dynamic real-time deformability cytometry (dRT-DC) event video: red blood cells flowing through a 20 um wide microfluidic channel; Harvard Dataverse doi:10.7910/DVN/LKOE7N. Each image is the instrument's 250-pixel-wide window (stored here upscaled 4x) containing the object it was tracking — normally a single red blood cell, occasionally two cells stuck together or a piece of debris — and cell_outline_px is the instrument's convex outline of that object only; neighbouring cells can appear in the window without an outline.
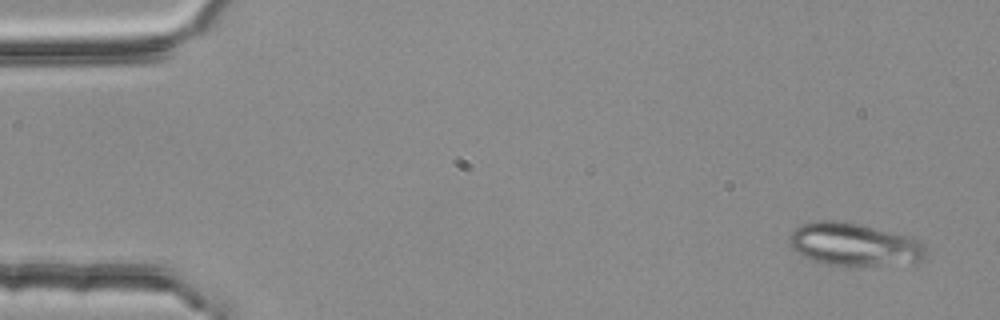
{"species": "common noctule bat (a hibernating species)", "species_latin": "Nyctalus noctula", "temperature_condition": "room temperature", "stored_images_in_passage": 3, "camera_frame_rate_fps": 3000, "um_per_image_px": 0.085, "animal": {"sex": "female", "body_mass_g": 25.1}, "frame": {"image": 1, "passage_image": 1, "time_ms": 0.0, "image_size_px": [1000, 320], "cell_outline_px": [[924, 256], [920, 260], [848, 268], [844, 268], [812, 260], [796, 252], [792, 248], [792, 232], [800, 224], [816, 220], [836, 220], [860, 224], [912, 236], [920, 240], [924, 244]], "centroid_in_image_um": [72.59, 20.77], "position_along_channel_um": 12.4, "area_um2": 34.1}}